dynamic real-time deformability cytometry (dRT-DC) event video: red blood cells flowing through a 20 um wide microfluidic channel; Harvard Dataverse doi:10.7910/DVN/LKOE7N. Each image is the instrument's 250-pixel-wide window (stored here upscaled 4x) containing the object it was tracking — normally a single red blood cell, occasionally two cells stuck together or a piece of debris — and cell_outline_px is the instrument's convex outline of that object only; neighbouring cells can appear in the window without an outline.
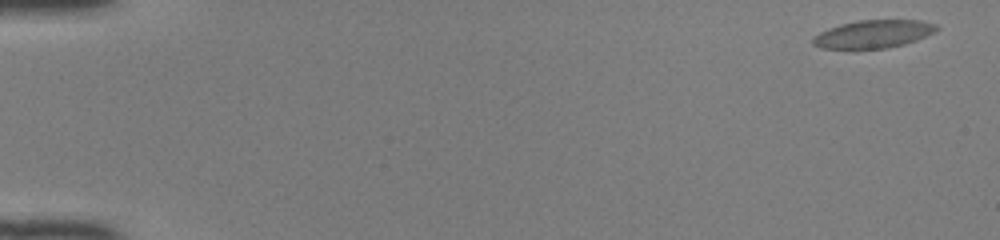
{"species": "common noctule bat (a hibernating species)", "species_latin": "Nyctalus noctula", "temperature_condition": "room temperature", "stored_images_in_passage": 53, "camera_frame_rate_fps": 3000, "um_per_image_px": 0.085, "animal": {"sex": "female", "body_mass_g": 22.0, "forearm_length_mm": 56.7}, "frame": {"image": 1, "passage_image": 3, "time_ms": 0.667, "image_size_px": [1000, 240], "cell_outline_px": [[940, 28], [916, 40], [904, 44], [888, 48], [820, 48], [812, 44], [812, 40], [820, 32], [828, 28], [840, 24], [860, 20], [920, 20], [936, 24]], "centroid_in_image_um": [74.23, 2.88], "position_along_channel_um": 10.8, "area_um2": 19.88}}
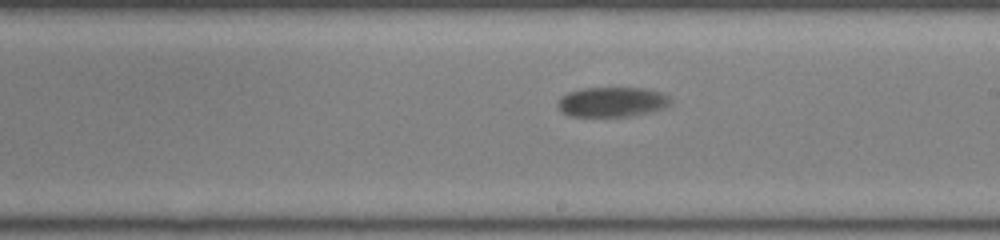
{"frame": {"image": 2, "passage_image": 32, "time_ms": 10.333, "image_size_px": [1000, 240], "cell_outline_px": [[672, 104], [664, 108], [648, 112], [628, 116], [568, 116], [556, 104], [568, 92], [584, 88], [644, 88], [660, 92], [668, 96], [672, 100]], "centroid_in_image_um": [52.07, 8.66], "position_along_channel_um": 236.9, "area_um2": 19.42}}
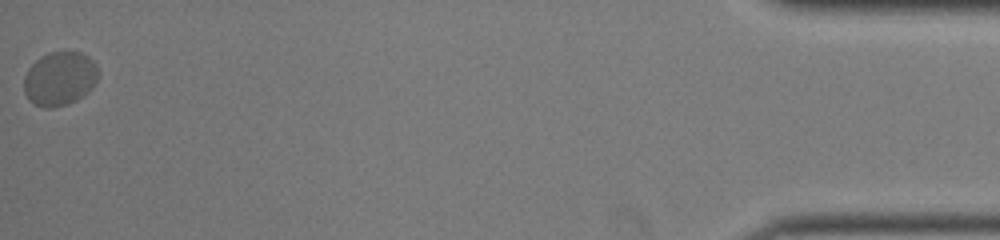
{"frame": {"image": 3, "passage_image": 53, "time_ms": 17.333, "image_size_px": [1000, 240], "cell_outline_px": [[96, 80], [92, 88], [84, 96], [68, 104], [52, 108], [44, 108], [28, 100], [24, 92], [24, 76], [28, 68], [40, 56], [48, 52], [80, 52], [88, 56], [96, 64]], "centroid_in_image_um": [5.05, 6.69], "position_along_channel_um": 430.2, "area_um2": 23.41}, "authors_computed_cell_mechanics": {"area_um2": 19.8832, "velocity_mm_per_s": 3.9726, "shape_relaxation_time_tau1_ms": 3.0039, "shape_relaxation_time_tau2_ms": null, "deformation_change_tau1": 0.0827, "deformation_change_tau2": null}}